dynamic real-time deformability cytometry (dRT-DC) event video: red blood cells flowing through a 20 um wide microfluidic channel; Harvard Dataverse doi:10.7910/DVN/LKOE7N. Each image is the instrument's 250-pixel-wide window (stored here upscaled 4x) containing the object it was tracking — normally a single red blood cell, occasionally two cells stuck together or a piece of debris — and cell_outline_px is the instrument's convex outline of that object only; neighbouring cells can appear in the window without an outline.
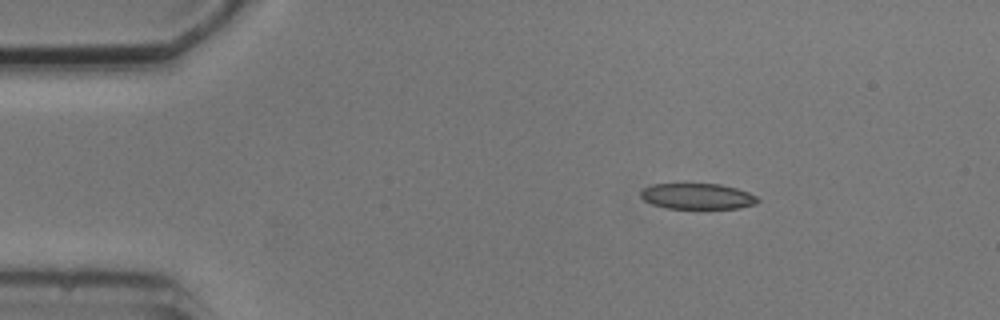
{"species": "common noctule bat (a hibernating species)", "species_latin": "Nyctalus noctula", "temperature_condition": "cold", "stored_images_in_passage": 3, "camera_frame_rate_fps": 3000, "um_per_image_px": 0.085, "animal": {"sex": "male", "body_mass_g": 20.5, "forearm_length_mm": 52.5}, "frame": {"image": 1, "passage_image": 1, "time_ms": 0.0, "image_size_px": [1000, 320], "cell_outline_px": [[760, 200], [756, 204], [740, 208], [668, 208], [652, 204], [644, 200], [640, 196], [640, 192], [644, 188], [652, 184], [720, 184], [736, 188], [748, 192], [756, 196]], "centroid_in_image_um": [59.29, 16.68], "position_along_channel_um": 25.7, "area_um2": 17.51}}